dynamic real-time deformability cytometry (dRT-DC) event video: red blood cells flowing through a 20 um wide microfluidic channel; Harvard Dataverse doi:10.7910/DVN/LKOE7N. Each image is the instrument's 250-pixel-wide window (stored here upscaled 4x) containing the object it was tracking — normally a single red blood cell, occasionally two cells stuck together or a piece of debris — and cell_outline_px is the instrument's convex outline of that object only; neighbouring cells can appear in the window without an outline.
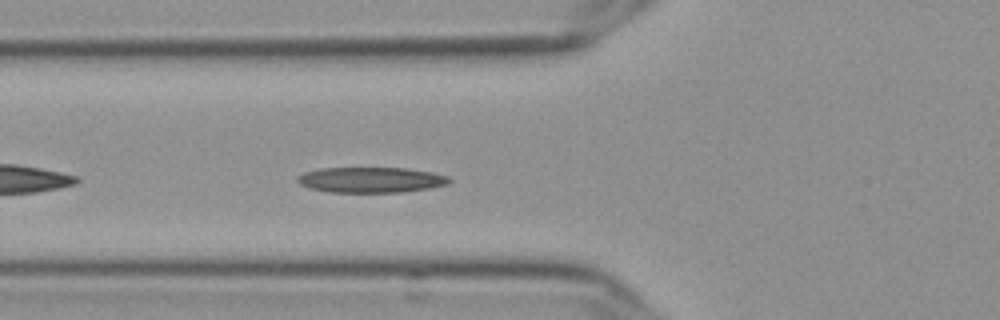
{"species": "Egyptian fruit bat (a non-hibernating species)", "species_latin": "Rousettus aegyptiacus", "temperature_condition": "cold", "stored_images_in_passage": 30, "camera_frame_rate_fps": 3000, "um_per_image_px": 0.085, "frame": {"image": 1, "passage_image": 5, "time_ms": 1.333, "image_size_px": [1000, 320], "cell_outline_px": [[452, 180], [448, 184], [428, 188], [400, 192], [328, 192], [308, 188], [300, 184], [296, 180], [296, 176], [304, 172], [320, 168], [404, 168], [432, 172], [448, 176]], "centroid_in_image_um": [31.49, 15.28], "position_along_channel_um": 94.3, "area_um2": 22.6}}
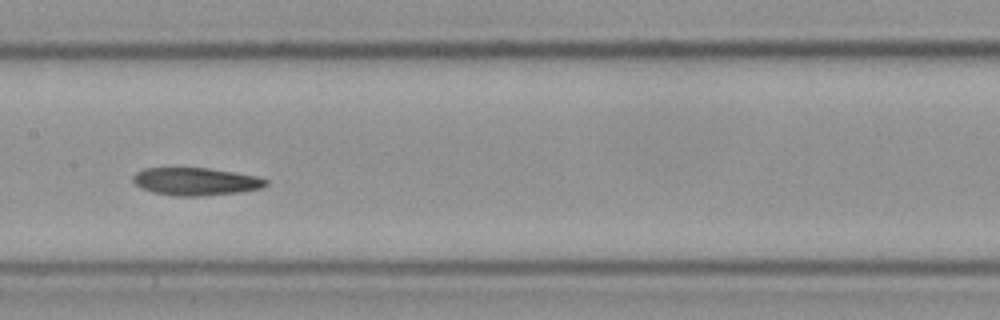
{"frame": {"image": 2, "passage_image": 13, "time_ms": 4.0, "image_size_px": [1000, 320], "cell_outline_px": [[268, 184], [260, 188], [240, 192], [196, 196], [176, 196], [152, 192], [140, 188], [132, 180], [132, 176], [136, 172], [144, 168], [208, 168], [256, 176], [268, 180]], "centroid_in_image_um": [16.6, 15.43], "position_along_channel_um": 190.8, "area_um2": 21.33}}
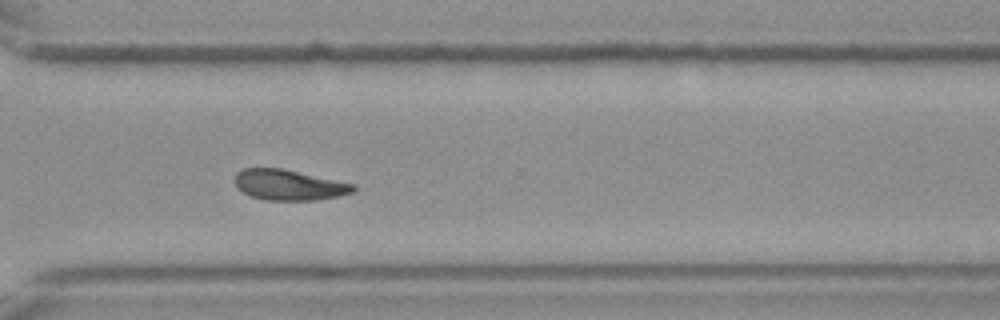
{"frame": {"image": 3, "passage_image": 26, "time_ms": 8.333, "image_size_px": [1000, 320], "cell_outline_px": [[356, 188], [352, 192], [340, 196], [316, 200], [268, 200], [252, 196], [236, 188], [236, 172], [244, 168], [280, 168], [356, 184]], "centroid_in_image_um": [24.58, 15.72], "position_along_channel_um": 346.0, "area_um2": 20.92}, "authors_computed_cell_mechanics": {"area_um2": 21.386, "velocity_mm_per_s": 3.592, "shape_relaxation_time_tau1_ms": 11.3592, "shape_relaxation_time_tau2_ms": 3.9633, "deformation_change_tau1": 0.2536, "deformation_change_tau2": 0.0921}}